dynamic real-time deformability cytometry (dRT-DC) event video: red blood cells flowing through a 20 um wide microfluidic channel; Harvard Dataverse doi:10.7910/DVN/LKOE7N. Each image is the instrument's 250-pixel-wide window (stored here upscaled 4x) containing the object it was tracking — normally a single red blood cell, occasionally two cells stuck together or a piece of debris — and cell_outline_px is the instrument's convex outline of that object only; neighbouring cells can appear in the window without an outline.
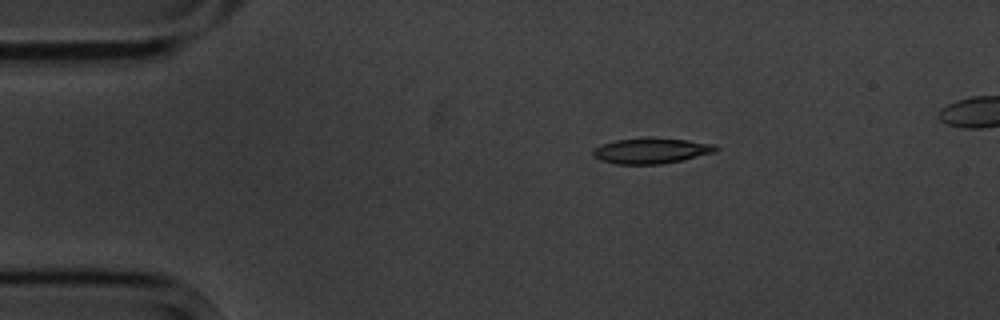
{"species": "common noctule bat (a hibernating species)", "species_latin": "Nyctalus noctula", "temperature_condition": "cold", "stored_images_in_passage": 5, "camera_frame_rate_fps": 3000, "um_per_image_px": 0.085, "animal": {"sex": "male", "body_mass_g": 20.1, "forearm_length_mm": 53.5}, "frame": {"image": 1, "passage_image": 2, "time_ms": 1.0, "image_size_px": [1000, 320], "cell_outline_px": [[720, 148], [712, 152], [680, 160], [660, 164], [616, 164], [600, 160], [592, 156], [592, 148], [600, 144], [616, 140], [688, 140], [716, 144]], "centroid_in_image_um": [55.28, 12.85], "position_along_channel_um": 29.7, "area_um2": 17.51}}
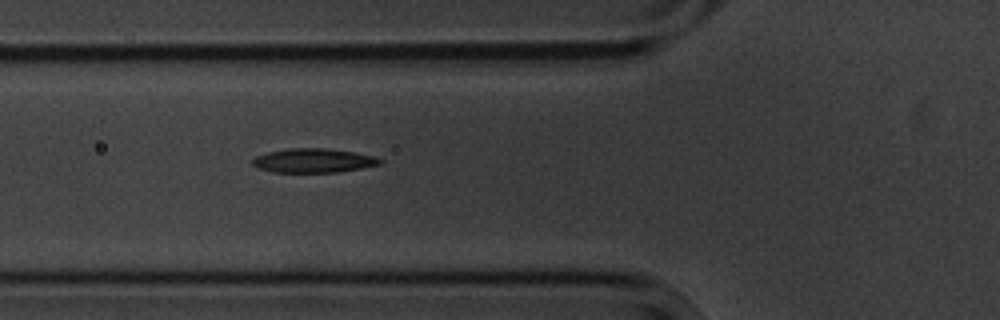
{"frame": {"image": 2, "passage_image": 5, "time_ms": 4.333, "image_size_px": [1000, 320], "cell_outline_px": [[384, 164], [340, 172], [272, 172], [256, 168], [252, 164], [252, 160], [256, 156], [268, 152], [288, 148], [324, 148], [352, 152], [372, 156], [384, 160]], "centroid_in_image_um": [26.64, 13.66], "position_along_channel_um": 99.2, "area_um2": 17.98}}